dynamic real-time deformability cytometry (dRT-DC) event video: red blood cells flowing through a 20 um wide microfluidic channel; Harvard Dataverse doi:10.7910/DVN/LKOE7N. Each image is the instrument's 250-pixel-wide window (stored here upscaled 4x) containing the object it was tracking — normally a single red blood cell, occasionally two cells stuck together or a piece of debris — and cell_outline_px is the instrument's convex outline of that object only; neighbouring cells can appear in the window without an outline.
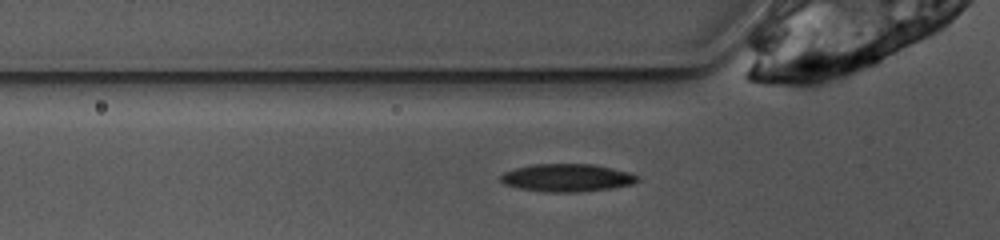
{"species": "common noctule bat (a hibernating species)", "species_latin": "Nyctalus noctula", "temperature_condition": "warm", "stored_images_in_passage": 39, "camera_frame_rate_fps": 3000, "um_per_image_px": 0.085, "animal": {"sex": "female", "body_mass_g": 10.0, "forearm_length_mm": 53.1}, "frame": {"image": 1, "passage_image": 3, "time_ms": 0.667, "image_size_px": [1000, 240], "cell_outline_px": [[640, 180], [632, 184], [608, 188], [572, 192], [544, 192], [520, 188], [504, 184], [500, 180], [500, 176], [504, 172], [516, 168], [536, 164], [592, 164], [612, 168], [628, 172], [636, 176]], "centroid_in_image_um": [48.16, 15.1], "position_along_channel_um": 77.6, "area_um2": 21.79}}
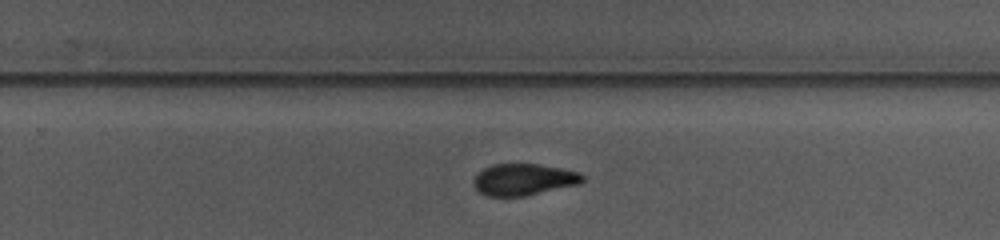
{"frame": {"image": 2, "passage_image": 19, "time_ms": 6.0, "image_size_px": [1000, 240], "cell_outline_px": [[584, 180], [580, 184], [524, 196], [488, 196], [480, 192], [472, 184], [472, 180], [484, 168], [492, 164], [536, 164], [560, 168], [580, 172], [584, 176]], "centroid_in_image_um": [44.52, 15.26], "position_along_channel_um": 285.3, "area_um2": 20.0}}
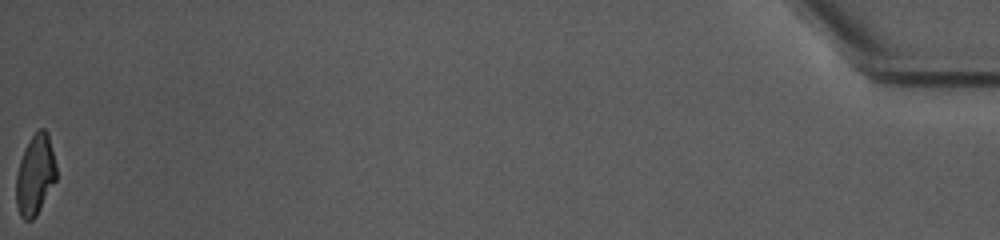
{"frame": {"image": 3, "passage_image": 39, "time_ms": 12.667, "image_size_px": [1000, 240], "cell_outline_px": [[56, 180], [36, 216], [32, 220], [24, 220], [20, 216], [16, 204], [16, 172], [24, 148], [32, 136], [40, 128], [44, 128], [48, 132], [56, 164]], "centroid_in_image_um": [2.98, 14.87], "position_along_channel_um": 432.2, "area_um2": 18.9}, "authors_computed_cell_mechanics": {"area_um2": 20.6346, "velocity_mm_per_s": 3.8755, "shape_relaxation_time_tau1_ms": 4.7541, "shape_relaxation_time_tau2_ms": 3.1807, "deformation_change_tau1": 0.1498, "deformation_change_tau2": 0.0963}}